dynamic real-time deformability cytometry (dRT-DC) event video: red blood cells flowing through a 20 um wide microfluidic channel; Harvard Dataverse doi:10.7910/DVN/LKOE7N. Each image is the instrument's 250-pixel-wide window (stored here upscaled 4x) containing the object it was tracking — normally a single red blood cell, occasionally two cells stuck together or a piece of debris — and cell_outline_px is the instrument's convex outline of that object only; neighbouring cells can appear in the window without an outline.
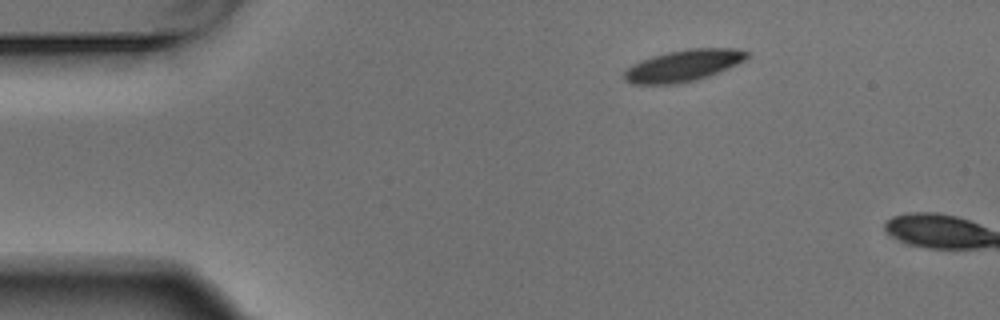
{"species": "Egyptian fruit bat (a non-hibernating species)", "species_latin": "Rousettus aegyptiacus", "temperature_condition": "warm", "stored_images_in_passage": 2, "camera_frame_rate_fps": 3000, "um_per_image_px": 0.085, "animal": {"sex": "male"}, "frame": {"image": 1, "passage_image": 1, "time_ms": 0.0, "image_size_px": [1000, 320], "cell_outline_px": [[752, 52], [744, 60], [728, 68], [708, 76], [696, 80], [676, 84], [632, 84], [624, 80], [624, 68], [640, 60], [652, 56], [668, 52], [688, 48], [736, 48]], "centroid_in_image_um": [58.06, 5.57], "position_along_channel_um": 26.9, "area_um2": 22.77}}